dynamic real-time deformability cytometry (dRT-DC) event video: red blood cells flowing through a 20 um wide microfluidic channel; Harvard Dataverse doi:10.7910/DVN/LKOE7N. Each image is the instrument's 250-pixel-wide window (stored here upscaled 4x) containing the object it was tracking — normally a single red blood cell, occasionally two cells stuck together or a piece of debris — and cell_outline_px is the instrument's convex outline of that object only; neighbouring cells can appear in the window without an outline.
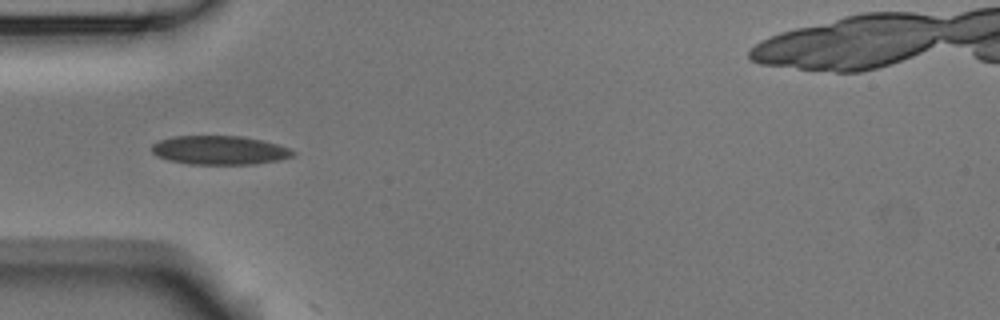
{"species": "Egyptian fruit bat (a non-hibernating species)", "species_latin": "Rousettus aegyptiacus", "temperature_condition": "room temperature", "stored_images_in_passage": 6, "camera_frame_rate_fps": 3000, "um_per_image_px": 0.085, "animal": {"sex": "male"}, "frame": {"image": 1, "passage_image": 4, "time_ms": 1.0, "image_size_px": [1000, 320], "cell_outline_px": [[296, 152], [292, 156], [280, 160], [252, 164], [188, 164], [168, 160], [156, 156], [152, 152], [152, 144], [160, 140], [172, 136], [240, 136], [260, 140], [276, 144], [288, 148]], "centroid_in_image_um": [18.62, 12.77], "position_along_channel_um": 66.4, "area_um2": 23.64}}
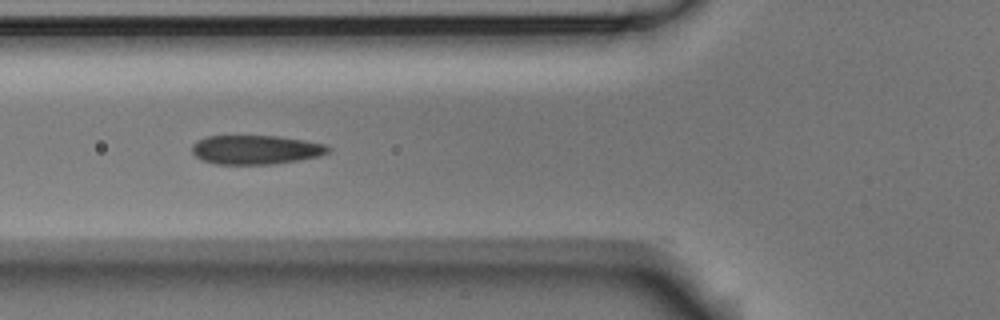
{"frame": {"image": 2, "passage_image": 5, "time_ms": 1.333, "image_size_px": [1000, 320], "cell_outline_px": [[332, 148], [328, 152], [320, 156], [272, 164], [216, 164], [200, 160], [192, 152], [192, 144], [196, 140], [208, 136], [276, 136], [304, 140], [324, 144]], "centroid_in_image_um": [21.71, 12.72], "position_along_channel_um": 104.1, "area_um2": 23.06}}
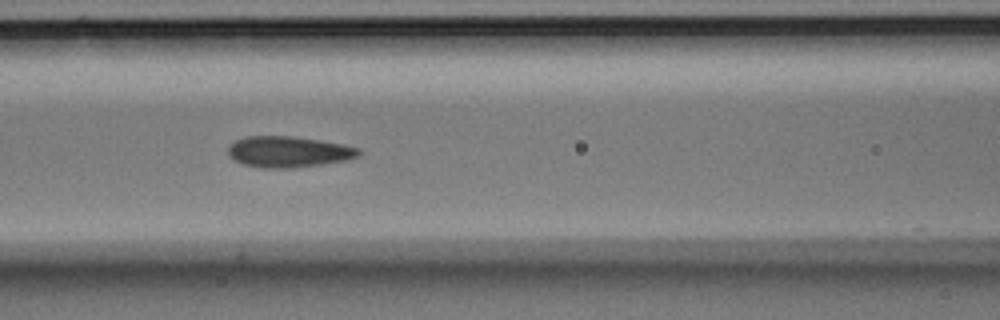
{"frame": {"image": 3, "passage_image": 6, "time_ms": 1.667, "image_size_px": [1000, 320], "cell_outline_px": [[360, 152], [356, 156], [348, 160], [324, 164], [288, 168], [264, 168], [244, 164], [228, 156], [228, 144], [244, 136], [292, 136], [320, 140], [344, 144], [360, 148]], "centroid_in_image_um": [24.51, 12.89], "position_along_channel_um": 142.1, "area_um2": 23.7}}